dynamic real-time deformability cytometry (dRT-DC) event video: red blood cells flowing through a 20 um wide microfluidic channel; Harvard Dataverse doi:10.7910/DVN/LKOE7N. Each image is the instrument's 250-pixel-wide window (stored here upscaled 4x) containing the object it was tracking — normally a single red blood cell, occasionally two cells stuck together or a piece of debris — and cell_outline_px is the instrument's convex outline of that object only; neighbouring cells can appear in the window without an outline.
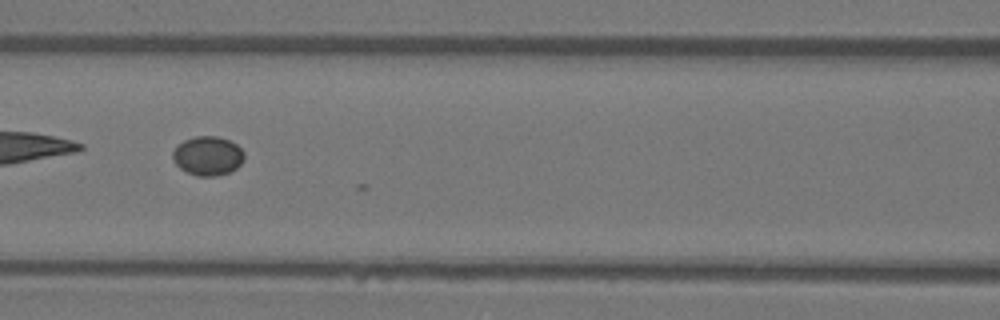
{"species": "Egyptian fruit bat (a non-hibernating species)", "species_latin": "Rousettus aegyptiacus", "temperature_condition": "warm", "stored_images_in_passage": 12, "camera_frame_rate_fps": 3000, "um_per_image_px": 0.085, "animal": {"sex": "female"}, "frame": {"image": 1, "passage_image": 10, "time_ms": 3.0, "image_size_px": [1000, 320], "cell_outline_px": [[244, 160], [236, 168], [228, 172], [216, 176], [196, 176], [180, 168], [172, 160], [172, 152], [184, 140], [196, 136], [216, 136], [228, 140], [236, 144], [244, 152]], "centroid_in_image_um": [17.66, 13.25], "position_along_channel_um": 148.9, "area_um2": 16.18}}